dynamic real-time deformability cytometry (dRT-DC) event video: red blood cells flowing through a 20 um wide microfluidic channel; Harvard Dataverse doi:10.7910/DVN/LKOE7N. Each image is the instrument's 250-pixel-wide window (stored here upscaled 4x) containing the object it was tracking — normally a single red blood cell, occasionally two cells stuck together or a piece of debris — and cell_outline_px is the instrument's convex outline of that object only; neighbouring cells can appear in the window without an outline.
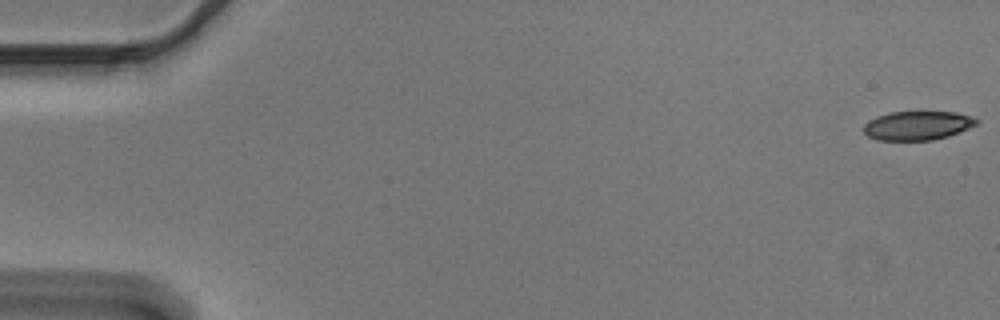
{"species": "Egyptian fruit bat (a non-hibernating species)", "species_latin": "Rousettus aegyptiacus", "temperature_condition": "cold", "stored_images_in_passage": 55, "camera_frame_rate_fps": 3000, "um_per_image_px": 0.085, "animal": {"sex": "male"}, "frame": {"image": 1, "passage_image": 1, "time_ms": 0.0, "image_size_px": [1000, 320], "cell_outline_px": [[980, 124], [948, 136], [932, 140], [876, 140], [868, 136], [864, 132], [864, 124], [868, 120], [876, 116], [888, 112], [956, 112], [972, 116], [980, 120]], "centroid_in_image_um": [78.01, 10.66], "position_along_channel_um": 7.0, "area_um2": 19.25}}
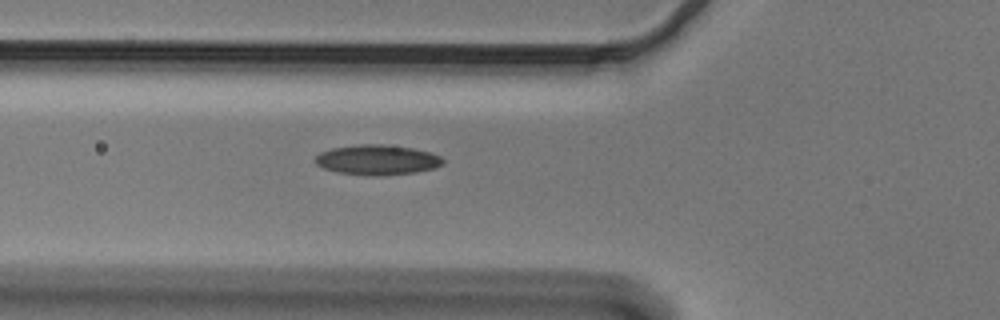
{"frame": {"image": 2, "passage_image": 20, "time_ms": 6.333, "image_size_px": [1000, 320], "cell_outline_px": [[444, 164], [432, 168], [416, 172], [376, 176], [336, 172], [324, 168], [316, 164], [312, 160], [320, 152], [332, 148], [360, 144], [384, 144], [412, 148], [432, 152], [440, 156], [444, 160]], "centroid_in_image_um": [32.05, 13.58], "position_along_channel_um": 93.7, "area_um2": 22.43}}
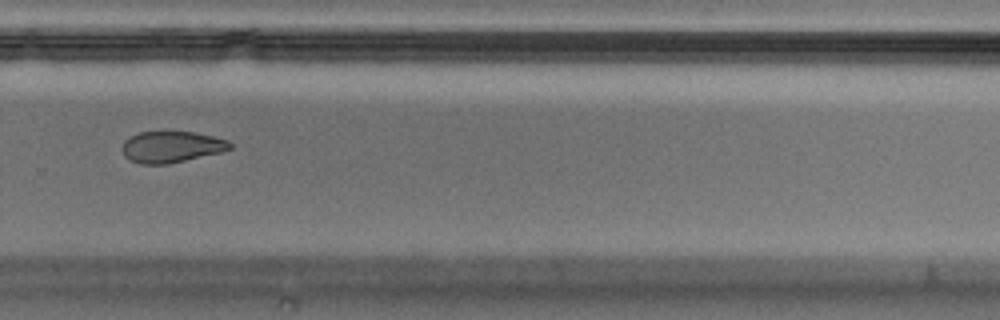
{"frame": {"image": 3, "passage_image": 38, "time_ms": 12.333, "image_size_px": [1000, 320], "cell_outline_px": [[232, 148], [220, 152], [168, 164], [140, 164], [128, 160], [124, 156], [120, 148], [124, 140], [140, 132], [196, 132], [228, 140], [232, 144]], "centroid_in_image_um": [14.53, 12.49], "position_along_channel_um": 315.3, "area_um2": 19.71}, "authors_computed_cell_mechanics": {"area_um2": 21.1548, "velocity_mm_per_s": 3.6867, "shape_relaxation_time_tau1_ms": null, "shape_relaxation_time_tau2_ms": 8.1374, "deformation_change_tau1": null, "deformation_change_tau2": 0.1399}}